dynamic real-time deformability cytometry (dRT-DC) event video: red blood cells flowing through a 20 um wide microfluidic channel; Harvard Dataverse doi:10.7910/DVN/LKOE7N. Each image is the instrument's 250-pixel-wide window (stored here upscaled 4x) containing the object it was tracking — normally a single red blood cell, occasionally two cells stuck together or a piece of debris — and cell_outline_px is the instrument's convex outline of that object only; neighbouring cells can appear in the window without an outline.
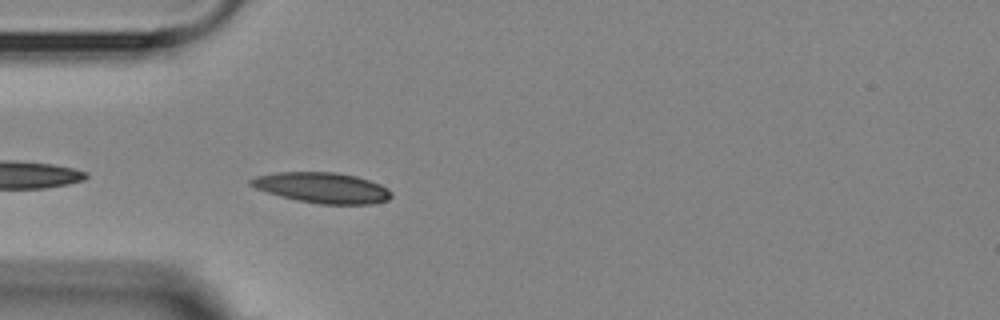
{"species": "Egyptian fruit bat (a non-hibernating species)", "species_latin": "Rousettus aegyptiacus", "temperature_condition": "room temperature", "stored_images_in_passage": 3, "camera_frame_rate_fps": 3000, "um_per_image_px": 0.085, "animal": {"sex": "female"}, "frame": {"image": 1, "passage_image": 3, "time_ms": 3.333, "image_size_px": [1000, 320], "cell_outline_px": [[392, 196], [388, 200], [368, 204], [320, 204], [296, 200], [268, 192], [256, 188], [248, 184], [248, 180], [256, 176], [276, 172], [336, 172], [356, 176], [380, 184], [388, 188], [392, 192]], "centroid_in_image_um": [27.39, 15.95], "position_along_channel_um": 57.6, "area_um2": 24.97}}